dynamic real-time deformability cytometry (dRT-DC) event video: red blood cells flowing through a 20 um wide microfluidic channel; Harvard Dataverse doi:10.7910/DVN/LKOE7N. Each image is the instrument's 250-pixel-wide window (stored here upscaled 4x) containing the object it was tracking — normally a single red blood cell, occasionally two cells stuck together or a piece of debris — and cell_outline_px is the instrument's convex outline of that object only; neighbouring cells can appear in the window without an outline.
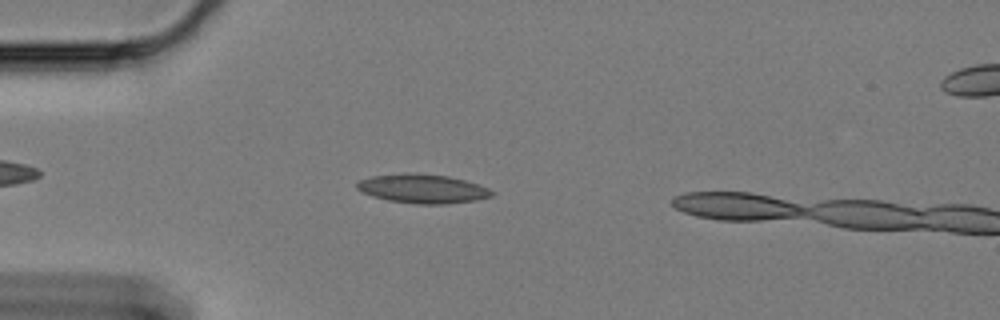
{"species": "Egyptian fruit bat (a non-hibernating species)", "species_latin": "Rousettus aegyptiacus", "temperature_condition": "cold", "stored_images_in_passage": 49, "camera_frame_rate_fps": 3000, "um_per_image_px": 0.085, "animal": {"sex": "female"}, "frame": {"image": 1, "passage_image": 12, "time_ms": 3.667, "image_size_px": [1000, 320], "cell_outline_px": [[496, 192], [492, 196], [476, 200], [444, 204], [420, 204], [388, 200], [364, 192], [356, 188], [356, 184], [360, 180], [372, 176], [408, 172], [416, 172], [448, 176], [464, 180], [488, 188]], "centroid_in_image_um": [35.95, 16.02], "position_along_channel_um": 49.1, "area_um2": 22.66}}
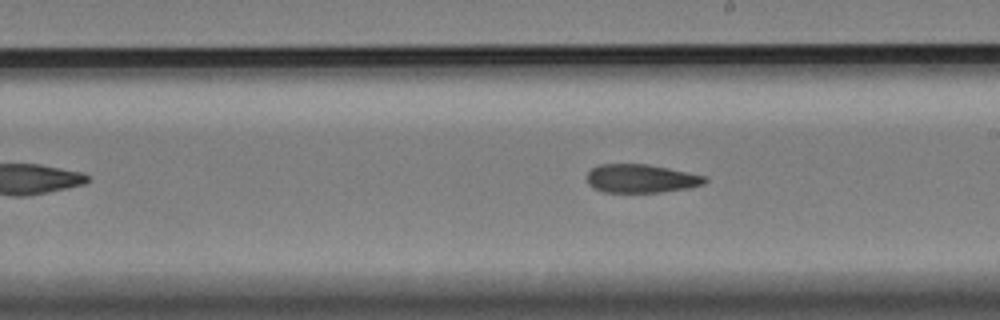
{"frame": {"image": 2, "passage_image": 30, "time_ms": 9.667, "image_size_px": [1000, 320], "cell_outline_px": [[708, 180], [704, 184], [688, 188], [660, 192], [604, 192], [592, 188], [588, 184], [588, 172], [592, 168], [600, 164], [644, 164], [668, 168], [708, 176]], "centroid_in_image_um": [54.51, 15.18], "position_along_channel_um": 234.5, "area_um2": 19.59}}
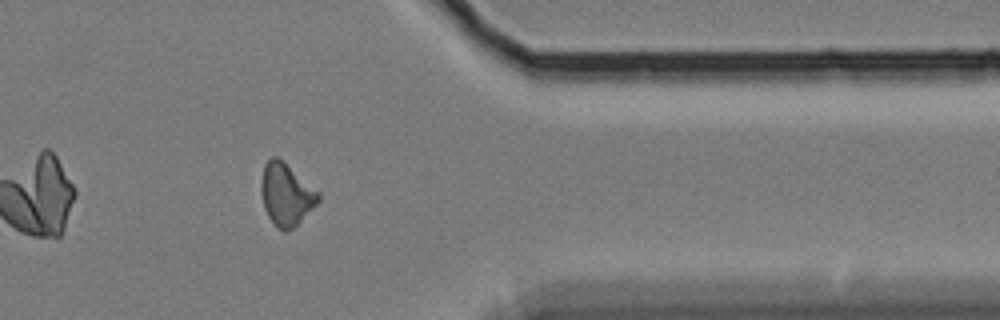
{"frame": {"image": 3, "passage_image": 45, "time_ms": 14.667, "image_size_px": [1000, 320], "cell_outline_px": [[320, 200], [288, 232], [284, 232], [276, 228], [268, 216], [264, 208], [260, 192], [260, 180], [264, 164], [272, 156], [276, 156], [284, 160], [320, 192]], "centroid_in_image_um": [24.3, 16.49], "position_along_channel_um": 387.1, "area_um2": 21.04}, "authors_computed_cell_mechanics": {"area_um2": 20.5768, "velocity_mm_per_s": 3.3092, "shape_relaxation_time_tau1_ms": null, "shape_relaxation_time_tau2_ms": 7.1673, "deformation_change_tau1": null, "deformation_change_tau2": 0.154}}